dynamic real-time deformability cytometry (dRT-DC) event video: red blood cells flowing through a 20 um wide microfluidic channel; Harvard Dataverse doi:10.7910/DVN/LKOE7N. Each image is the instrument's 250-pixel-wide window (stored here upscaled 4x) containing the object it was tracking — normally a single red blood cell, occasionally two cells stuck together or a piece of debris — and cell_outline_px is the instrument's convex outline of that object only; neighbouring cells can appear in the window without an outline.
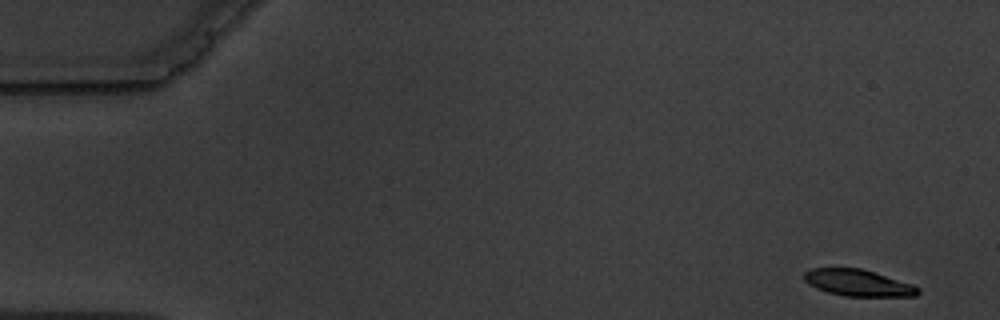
{"species": "common noctule bat (a hibernating species)", "species_latin": "Nyctalus noctula", "temperature_condition": "warm", "stored_images_in_passage": 10, "camera_frame_rate_fps": 3000, "um_per_image_px": 0.085, "animal": {"sex": "male", "body_mass_g": 19.5, "forearm_length_mm": 54.6}, "frame": {"image": 1, "passage_image": 1, "time_ms": 0.0, "image_size_px": [1000, 320], "cell_outline_px": [[920, 292], [916, 296], [844, 296], [828, 292], [816, 288], [808, 284], [804, 280], [804, 272], [812, 268], [860, 268], [912, 284], [920, 288]], "centroid_in_image_um": [72.92, 24.04], "position_along_channel_um": 12.1, "area_um2": 17.51}}
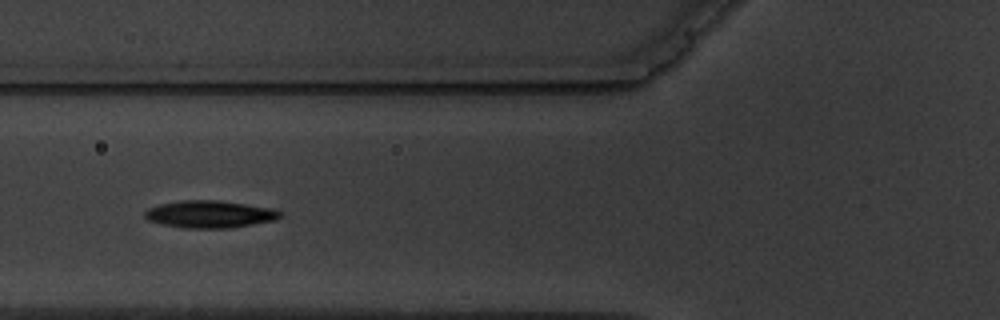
{"frame": {"image": 2, "passage_image": 5, "time_ms": 6.333, "image_size_px": [1000, 320], "cell_outline_px": [[284, 216], [276, 220], [228, 228], [184, 228], [160, 224], [148, 220], [144, 216], [144, 212], [148, 208], [160, 204], [180, 200], [216, 200], [272, 208], [284, 212]], "centroid_in_image_um": [17.84, 18.21], "position_along_channel_um": 108.0, "area_um2": 21.62}}
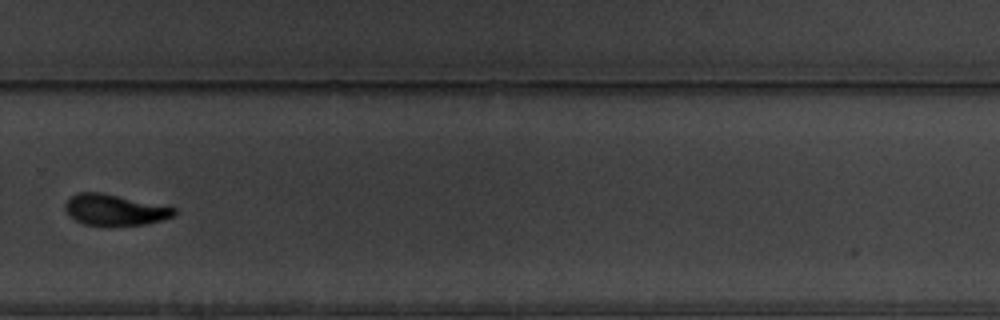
{"frame": {"image": 3, "passage_image": 10, "time_ms": 12.333, "image_size_px": [1000, 320], "cell_outline_px": [[176, 212], [172, 216], [160, 220], [144, 224], [112, 228], [108, 228], [84, 224], [76, 220], [64, 208], [64, 204], [72, 196], [80, 192], [104, 192], [168, 204], [176, 208]], "centroid_in_image_um": [9.82, 17.84], "position_along_channel_um": 320.0, "area_um2": 20.63}}